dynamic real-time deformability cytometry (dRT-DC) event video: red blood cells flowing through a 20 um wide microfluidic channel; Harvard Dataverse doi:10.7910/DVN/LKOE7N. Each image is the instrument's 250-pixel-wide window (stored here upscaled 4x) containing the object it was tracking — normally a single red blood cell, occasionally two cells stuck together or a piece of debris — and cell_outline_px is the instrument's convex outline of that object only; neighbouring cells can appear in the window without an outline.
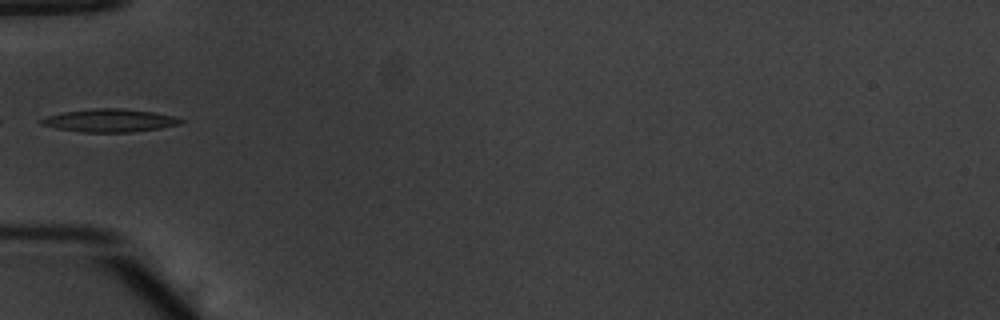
{"species": "common noctule bat (a hibernating species)", "species_latin": "Nyctalus noctula", "temperature_condition": "warm", "stored_images_in_passage": 11, "camera_frame_rate_fps": 3000, "um_per_image_px": 0.085, "animal": {"sex": "male", "body_mass_g": 20.1, "forearm_length_mm": 53.5}, "frame": {"image": 1, "passage_image": 1, "time_ms": 0.0, "image_size_px": [1000, 320], "cell_outline_px": [[184, 124], [160, 128], [132, 132], [84, 132], [56, 128], [40, 124], [36, 120], [48, 116], [64, 112], [96, 108], [124, 108], [156, 112], [172, 116], [184, 120]], "centroid_in_image_um": [9.35, 10.24], "position_along_channel_um": 75.6, "area_um2": 18.79}}